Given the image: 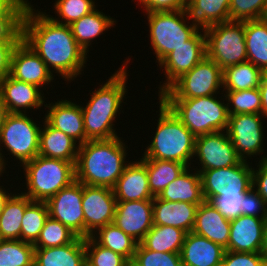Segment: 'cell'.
Masks as SVG:
<instances>
[{
	"label": "cell",
	"instance_id": "6da1fadb",
	"mask_svg": "<svg viewBox=\"0 0 267 266\" xmlns=\"http://www.w3.org/2000/svg\"><path fill=\"white\" fill-rule=\"evenodd\" d=\"M17 19L23 41L46 63L51 73L56 71L67 81L81 74L88 57L75 41L69 25L53 22L45 12L37 13L30 3L19 6Z\"/></svg>",
	"mask_w": 267,
	"mask_h": 266
},
{
	"label": "cell",
	"instance_id": "7a4b0ae2",
	"mask_svg": "<svg viewBox=\"0 0 267 266\" xmlns=\"http://www.w3.org/2000/svg\"><path fill=\"white\" fill-rule=\"evenodd\" d=\"M78 146L75 179L85 185L113 188L128 165L120 137L88 140Z\"/></svg>",
	"mask_w": 267,
	"mask_h": 266
},
{
	"label": "cell",
	"instance_id": "3957f363",
	"mask_svg": "<svg viewBox=\"0 0 267 266\" xmlns=\"http://www.w3.org/2000/svg\"><path fill=\"white\" fill-rule=\"evenodd\" d=\"M106 83L92 92L86 107H82L85 142L88 140L111 139L118 137L114 120L126 93L127 64L123 63ZM124 97V98H123Z\"/></svg>",
	"mask_w": 267,
	"mask_h": 266
},
{
	"label": "cell",
	"instance_id": "277c9868",
	"mask_svg": "<svg viewBox=\"0 0 267 266\" xmlns=\"http://www.w3.org/2000/svg\"><path fill=\"white\" fill-rule=\"evenodd\" d=\"M159 104L156 132L142 159L175 161L189 167L188 162L194 157L196 137L161 100Z\"/></svg>",
	"mask_w": 267,
	"mask_h": 266
},
{
	"label": "cell",
	"instance_id": "5b68a950",
	"mask_svg": "<svg viewBox=\"0 0 267 266\" xmlns=\"http://www.w3.org/2000/svg\"><path fill=\"white\" fill-rule=\"evenodd\" d=\"M214 96V97H213ZM215 95L188 99H159L192 132L195 137L225 131L228 126V104Z\"/></svg>",
	"mask_w": 267,
	"mask_h": 266
},
{
	"label": "cell",
	"instance_id": "8992f818",
	"mask_svg": "<svg viewBox=\"0 0 267 266\" xmlns=\"http://www.w3.org/2000/svg\"><path fill=\"white\" fill-rule=\"evenodd\" d=\"M75 163L37 155L23 164L26 188L32 201H47L75 181Z\"/></svg>",
	"mask_w": 267,
	"mask_h": 266
},
{
	"label": "cell",
	"instance_id": "52a82bcc",
	"mask_svg": "<svg viewBox=\"0 0 267 266\" xmlns=\"http://www.w3.org/2000/svg\"><path fill=\"white\" fill-rule=\"evenodd\" d=\"M148 16L150 42L158 63L173 50L184 45L198 29L185 17L184 10L156 11L146 13Z\"/></svg>",
	"mask_w": 267,
	"mask_h": 266
},
{
	"label": "cell",
	"instance_id": "ba28073f",
	"mask_svg": "<svg viewBox=\"0 0 267 266\" xmlns=\"http://www.w3.org/2000/svg\"><path fill=\"white\" fill-rule=\"evenodd\" d=\"M206 57L222 70L247 61L244 21L214 24L204 31Z\"/></svg>",
	"mask_w": 267,
	"mask_h": 266
},
{
	"label": "cell",
	"instance_id": "9c48e42d",
	"mask_svg": "<svg viewBox=\"0 0 267 266\" xmlns=\"http://www.w3.org/2000/svg\"><path fill=\"white\" fill-rule=\"evenodd\" d=\"M27 114L8 113L0 129V145L3 144L22 165L39 155L41 127ZM1 151V149H0ZM0 152V164L5 170V159Z\"/></svg>",
	"mask_w": 267,
	"mask_h": 266
},
{
	"label": "cell",
	"instance_id": "30bf717a",
	"mask_svg": "<svg viewBox=\"0 0 267 266\" xmlns=\"http://www.w3.org/2000/svg\"><path fill=\"white\" fill-rule=\"evenodd\" d=\"M220 86H223V70L213 60L205 57L158 95V99H188L215 95Z\"/></svg>",
	"mask_w": 267,
	"mask_h": 266
},
{
	"label": "cell",
	"instance_id": "8fae6325",
	"mask_svg": "<svg viewBox=\"0 0 267 266\" xmlns=\"http://www.w3.org/2000/svg\"><path fill=\"white\" fill-rule=\"evenodd\" d=\"M252 170L245 160L231 167L199 170L204 200L209 201L214 196L244 195L253 186Z\"/></svg>",
	"mask_w": 267,
	"mask_h": 266
},
{
	"label": "cell",
	"instance_id": "7c38bea8",
	"mask_svg": "<svg viewBox=\"0 0 267 266\" xmlns=\"http://www.w3.org/2000/svg\"><path fill=\"white\" fill-rule=\"evenodd\" d=\"M116 203L113 188L83 184L84 238L113 223Z\"/></svg>",
	"mask_w": 267,
	"mask_h": 266
},
{
	"label": "cell",
	"instance_id": "4fadbf2b",
	"mask_svg": "<svg viewBox=\"0 0 267 266\" xmlns=\"http://www.w3.org/2000/svg\"><path fill=\"white\" fill-rule=\"evenodd\" d=\"M263 117L260 114L229 115L226 132L237 155L243 161H246L248 156L264 153L262 146L264 141Z\"/></svg>",
	"mask_w": 267,
	"mask_h": 266
},
{
	"label": "cell",
	"instance_id": "5bb4252c",
	"mask_svg": "<svg viewBox=\"0 0 267 266\" xmlns=\"http://www.w3.org/2000/svg\"><path fill=\"white\" fill-rule=\"evenodd\" d=\"M83 184L77 180L46 201L49 216L84 238Z\"/></svg>",
	"mask_w": 267,
	"mask_h": 266
},
{
	"label": "cell",
	"instance_id": "9a60e30c",
	"mask_svg": "<svg viewBox=\"0 0 267 266\" xmlns=\"http://www.w3.org/2000/svg\"><path fill=\"white\" fill-rule=\"evenodd\" d=\"M206 57L205 34L199 30L184 45L173 50L159 65L164 67L167 77L165 83L159 86V95L167 90L184 73L189 72L196 64Z\"/></svg>",
	"mask_w": 267,
	"mask_h": 266
},
{
	"label": "cell",
	"instance_id": "2e32d148",
	"mask_svg": "<svg viewBox=\"0 0 267 266\" xmlns=\"http://www.w3.org/2000/svg\"><path fill=\"white\" fill-rule=\"evenodd\" d=\"M194 156L199 158L200 170L231 167L242 161L226 131L196 137Z\"/></svg>",
	"mask_w": 267,
	"mask_h": 266
},
{
	"label": "cell",
	"instance_id": "e0dca14e",
	"mask_svg": "<svg viewBox=\"0 0 267 266\" xmlns=\"http://www.w3.org/2000/svg\"><path fill=\"white\" fill-rule=\"evenodd\" d=\"M113 224L140 243L153 227V200L117 202Z\"/></svg>",
	"mask_w": 267,
	"mask_h": 266
},
{
	"label": "cell",
	"instance_id": "ac0fdd59",
	"mask_svg": "<svg viewBox=\"0 0 267 266\" xmlns=\"http://www.w3.org/2000/svg\"><path fill=\"white\" fill-rule=\"evenodd\" d=\"M52 75L46 63L22 41L14 51L10 76L40 88L53 81Z\"/></svg>",
	"mask_w": 267,
	"mask_h": 266
},
{
	"label": "cell",
	"instance_id": "d6986e66",
	"mask_svg": "<svg viewBox=\"0 0 267 266\" xmlns=\"http://www.w3.org/2000/svg\"><path fill=\"white\" fill-rule=\"evenodd\" d=\"M267 218L240 215L230 221L228 251L260 253Z\"/></svg>",
	"mask_w": 267,
	"mask_h": 266
},
{
	"label": "cell",
	"instance_id": "ffe728a7",
	"mask_svg": "<svg viewBox=\"0 0 267 266\" xmlns=\"http://www.w3.org/2000/svg\"><path fill=\"white\" fill-rule=\"evenodd\" d=\"M44 106L49 108L44 120L51 127L62 131L76 142L78 140L79 145L85 143V128L80 105L62 100L55 104H44Z\"/></svg>",
	"mask_w": 267,
	"mask_h": 266
},
{
	"label": "cell",
	"instance_id": "44dd1931",
	"mask_svg": "<svg viewBox=\"0 0 267 266\" xmlns=\"http://www.w3.org/2000/svg\"><path fill=\"white\" fill-rule=\"evenodd\" d=\"M117 202L153 200L146 167L140 161L128 163L113 187Z\"/></svg>",
	"mask_w": 267,
	"mask_h": 266
},
{
	"label": "cell",
	"instance_id": "7402d4cb",
	"mask_svg": "<svg viewBox=\"0 0 267 266\" xmlns=\"http://www.w3.org/2000/svg\"><path fill=\"white\" fill-rule=\"evenodd\" d=\"M0 93L8 113L24 114L26 109H38L44 104V94L39 87L11 76L0 83Z\"/></svg>",
	"mask_w": 267,
	"mask_h": 266
},
{
	"label": "cell",
	"instance_id": "603a6c76",
	"mask_svg": "<svg viewBox=\"0 0 267 266\" xmlns=\"http://www.w3.org/2000/svg\"><path fill=\"white\" fill-rule=\"evenodd\" d=\"M225 251L207 238L189 232L180 251L182 266H220Z\"/></svg>",
	"mask_w": 267,
	"mask_h": 266
},
{
	"label": "cell",
	"instance_id": "cb8c5ba5",
	"mask_svg": "<svg viewBox=\"0 0 267 266\" xmlns=\"http://www.w3.org/2000/svg\"><path fill=\"white\" fill-rule=\"evenodd\" d=\"M198 205L188 202H171L158 196L153 199V225L173 226L192 232Z\"/></svg>",
	"mask_w": 267,
	"mask_h": 266
},
{
	"label": "cell",
	"instance_id": "d4e9b609",
	"mask_svg": "<svg viewBox=\"0 0 267 266\" xmlns=\"http://www.w3.org/2000/svg\"><path fill=\"white\" fill-rule=\"evenodd\" d=\"M230 221L221 215L210 202L204 201L197 208L192 232L227 249Z\"/></svg>",
	"mask_w": 267,
	"mask_h": 266
},
{
	"label": "cell",
	"instance_id": "484cf974",
	"mask_svg": "<svg viewBox=\"0 0 267 266\" xmlns=\"http://www.w3.org/2000/svg\"><path fill=\"white\" fill-rule=\"evenodd\" d=\"M34 266H86L85 238L57 247L35 248Z\"/></svg>",
	"mask_w": 267,
	"mask_h": 266
},
{
	"label": "cell",
	"instance_id": "4316f807",
	"mask_svg": "<svg viewBox=\"0 0 267 266\" xmlns=\"http://www.w3.org/2000/svg\"><path fill=\"white\" fill-rule=\"evenodd\" d=\"M230 0H188L184 12L198 30L229 21Z\"/></svg>",
	"mask_w": 267,
	"mask_h": 266
},
{
	"label": "cell",
	"instance_id": "83f0119b",
	"mask_svg": "<svg viewBox=\"0 0 267 266\" xmlns=\"http://www.w3.org/2000/svg\"><path fill=\"white\" fill-rule=\"evenodd\" d=\"M44 128L40 130L39 155L76 162L78 148L77 142L62 131L51 127L44 121Z\"/></svg>",
	"mask_w": 267,
	"mask_h": 266
},
{
	"label": "cell",
	"instance_id": "f1b7e54d",
	"mask_svg": "<svg viewBox=\"0 0 267 266\" xmlns=\"http://www.w3.org/2000/svg\"><path fill=\"white\" fill-rule=\"evenodd\" d=\"M187 167L183 173L158 195L162 200L171 202H188L200 205L205 200L202 193L201 175L198 172L190 173Z\"/></svg>",
	"mask_w": 267,
	"mask_h": 266
},
{
	"label": "cell",
	"instance_id": "f546056e",
	"mask_svg": "<svg viewBox=\"0 0 267 266\" xmlns=\"http://www.w3.org/2000/svg\"><path fill=\"white\" fill-rule=\"evenodd\" d=\"M247 61L267 72V19L244 21Z\"/></svg>",
	"mask_w": 267,
	"mask_h": 266
},
{
	"label": "cell",
	"instance_id": "4dcf8cb0",
	"mask_svg": "<svg viewBox=\"0 0 267 266\" xmlns=\"http://www.w3.org/2000/svg\"><path fill=\"white\" fill-rule=\"evenodd\" d=\"M114 22L110 16L95 9L69 26L77 44L88 53L91 41L115 25Z\"/></svg>",
	"mask_w": 267,
	"mask_h": 266
},
{
	"label": "cell",
	"instance_id": "1f68e13d",
	"mask_svg": "<svg viewBox=\"0 0 267 266\" xmlns=\"http://www.w3.org/2000/svg\"><path fill=\"white\" fill-rule=\"evenodd\" d=\"M32 200L23 194H13L8 198L0 214L1 240H21V223L25 208Z\"/></svg>",
	"mask_w": 267,
	"mask_h": 266
},
{
	"label": "cell",
	"instance_id": "d6a6232c",
	"mask_svg": "<svg viewBox=\"0 0 267 266\" xmlns=\"http://www.w3.org/2000/svg\"><path fill=\"white\" fill-rule=\"evenodd\" d=\"M140 162L146 167L149 188L154 196H158L187 168L185 164L168 160L140 159Z\"/></svg>",
	"mask_w": 267,
	"mask_h": 266
},
{
	"label": "cell",
	"instance_id": "836d02e7",
	"mask_svg": "<svg viewBox=\"0 0 267 266\" xmlns=\"http://www.w3.org/2000/svg\"><path fill=\"white\" fill-rule=\"evenodd\" d=\"M186 234L173 226L153 225L140 243L148 250L180 253Z\"/></svg>",
	"mask_w": 267,
	"mask_h": 266
},
{
	"label": "cell",
	"instance_id": "e575fe53",
	"mask_svg": "<svg viewBox=\"0 0 267 266\" xmlns=\"http://www.w3.org/2000/svg\"><path fill=\"white\" fill-rule=\"evenodd\" d=\"M264 72L251 62L231 65L223 70V91L259 88Z\"/></svg>",
	"mask_w": 267,
	"mask_h": 266
},
{
	"label": "cell",
	"instance_id": "d590c367",
	"mask_svg": "<svg viewBox=\"0 0 267 266\" xmlns=\"http://www.w3.org/2000/svg\"><path fill=\"white\" fill-rule=\"evenodd\" d=\"M97 231L91 237L99 245L124 256L130 263L132 262L138 242L113 223L107 224Z\"/></svg>",
	"mask_w": 267,
	"mask_h": 266
},
{
	"label": "cell",
	"instance_id": "8d00e7d4",
	"mask_svg": "<svg viewBox=\"0 0 267 266\" xmlns=\"http://www.w3.org/2000/svg\"><path fill=\"white\" fill-rule=\"evenodd\" d=\"M22 41L23 32L17 18L0 30V83L10 76L14 51Z\"/></svg>",
	"mask_w": 267,
	"mask_h": 266
},
{
	"label": "cell",
	"instance_id": "74e56055",
	"mask_svg": "<svg viewBox=\"0 0 267 266\" xmlns=\"http://www.w3.org/2000/svg\"><path fill=\"white\" fill-rule=\"evenodd\" d=\"M33 243L22 240L0 241V266H34Z\"/></svg>",
	"mask_w": 267,
	"mask_h": 266
},
{
	"label": "cell",
	"instance_id": "f35d334b",
	"mask_svg": "<svg viewBox=\"0 0 267 266\" xmlns=\"http://www.w3.org/2000/svg\"><path fill=\"white\" fill-rule=\"evenodd\" d=\"M49 217L45 201H31L25 208L21 223V240L34 243Z\"/></svg>",
	"mask_w": 267,
	"mask_h": 266
},
{
	"label": "cell",
	"instance_id": "ab89813d",
	"mask_svg": "<svg viewBox=\"0 0 267 266\" xmlns=\"http://www.w3.org/2000/svg\"><path fill=\"white\" fill-rule=\"evenodd\" d=\"M77 237L68 227L49 216L33 246L34 248L62 246L73 242Z\"/></svg>",
	"mask_w": 267,
	"mask_h": 266
},
{
	"label": "cell",
	"instance_id": "60d3db41",
	"mask_svg": "<svg viewBox=\"0 0 267 266\" xmlns=\"http://www.w3.org/2000/svg\"><path fill=\"white\" fill-rule=\"evenodd\" d=\"M225 100L228 105L229 115L235 114H260L262 115L261 94L259 88L241 91H225ZM230 107V108H229Z\"/></svg>",
	"mask_w": 267,
	"mask_h": 266
},
{
	"label": "cell",
	"instance_id": "b9f144b4",
	"mask_svg": "<svg viewBox=\"0 0 267 266\" xmlns=\"http://www.w3.org/2000/svg\"><path fill=\"white\" fill-rule=\"evenodd\" d=\"M86 266H130L122 255L99 245L91 236L85 238Z\"/></svg>",
	"mask_w": 267,
	"mask_h": 266
},
{
	"label": "cell",
	"instance_id": "7bdbcfd3",
	"mask_svg": "<svg viewBox=\"0 0 267 266\" xmlns=\"http://www.w3.org/2000/svg\"><path fill=\"white\" fill-rule=\"evenodd\" d=\"M54 8L57 11L56 13L59 15L58 18H53L47 15L53 22L62 24V25H70L76 20H79L84 15L89 14L93 10H95V1L93 0H57L55 1ZM64 20V22H63Z\"/></svg>",
	"mask_w": 267,
	"mask_h": 266
},
{
	"label": "cell",
	"instance_id": "ee69618b",
	"mask_svg": "<svg viewBox=\"0 0 267 266\" xmlns=\"http://www.w3.org/2000/svg\"><path fill=\"white\" fill-rule=\"evenodd\" d=\"M131 266H182L180 253L156 252L137 244Z\"/></svg>",
	"mask_w": 267,
	"mask_h": 266
},
{
	"label": "cell",
	"instance_id": "f6af8a7d",
	"mask_svg": "<svg viewBox=\"0 0 267 266\" xmlns=\"http://www.w3.org/2000/svg\"><path fill=\"white\" fill-rule=\"evenodd\" d=\"M266 12L267 0H230L229 21L258 20Z\"/></svg>",
	"mask_w": 267,
	"mask_h": 266
},
{
	"label": "cell",
	"instance_id": "bcb514c9",
	"mask_svg": "<svg viewBox=\"0 0 267 266\" xmlns=\"http://www.w3.org/2000/svg\"><path fill=\"white\" fill-rule=\"evenodd\" d=\"M243 197L244 195L214 196L208 202H210L226 219L232 220L240 216V207L243 204Z\"/></svg>",
	"mask_w": 267,
	"mask_h": 266
},
{
	"label": "cell",
	"instance_id": "7dc6e473",
	"mask_svg": "<svg viewBox=\"0 0 267 266\" xmlns=\"http://www.w3.org/2000/svg\"><path fill=\"white\" fill-rule=\"evenodd\" d=\"M242 202L240 215L267 218V204L253 187L244 194Z\"/></svg>",
	"mask_w": 267,
	"mask_h": 266
},
{
	"label": "cell",
	"instance_id": "c3c4849f",
	"mask_svg": "<svg viewBox=\"0 0 267 266\" xmlns=\"http://www.w3.org/2000/svg\"><path fill=\"white\" fill-rule=\"evenodd\" d=\"M264 260L261 253L226 250L220 266H261Z\"/></svg>",
	"mask_w": 267,
	"mask_h": 266
},
{
	"label": "cell",
	"instance_id": "681fc988",
	"mask_svg": "<svg viewBox=\"0 0 267 266\" xmlns=\"http://www.w3.org/2000/svg\"><path fill=\"white\" fill-rule=\"evenodd\" d=\"M188 0H139L146 12L179 11L185 9Z\"/></svg>",
	"mask_w": 267,
	"mask_h": 266
},
{
	"label": "cell",
	"instance_id": "f907efd6",
	"mask_svg": "<svg viewBox=\"0 0 267 266\" xmlns=\"http://www.w3.org/2000/svg\"><path fill=\"white\" fill-rule=\"evenodd\" d=\"M261 155V160L257 167L258 170L253 168L252 176H253V188H256V192L261 196V198L267 204V155Z\"/></svg>",
	"mask_w": 267,
	"mask_h": 266
},
{
	"label": "cell",
	"instance_id": "816d5d0a",
	"mask_svg": "<svg viewBox=\"0 0 267 266\" xmlns=\"http://www.w3.org/2000/svg\"><path fill=\"white\" fill-rule=\"evenodd\" d=\"M19 6L16 0H0V30L9 26L17 18Z\"/></svg>",
	"mask_w": 267,
	"mask_h": 266
},
{
	"label": "cell",
	"instance_id": "f5cc1de1",
	"mask_svg": "<svg viewBox=\"0 0 267 266\" xmlns=\"http://www.w3.org/2000/svg\"><path fill=\"white\" fill-rule=\"evenodd\" d=\"M260 94H261V104H262V115L267 117V72H264L260 86H259Z\"/></svg>",
	"mask_w": 267,
	"mask_h": 266
},
{
	"label": "cell",
	"instance_id": "db71d44e",
	"mask_svg": "<svg viewBox=\"0 0 267 266\" xmlns=\"http://www.w3.org/2000/svg\"><path fill=\"white\" fill-rule=\"evenodd\" d=\"M260 253L263 255L264 259L267 260V219L263 230V238H262Z\"/></svg>",
	"mask_w": 267,
	"mask_h": 266
},
{
	"label": "cell",
	"instance_id": "11a10c76",
	"mask_svg": "<svg viewBox=\"0 0 267 266\" xmlns=\"http://www.w3.org/2000/svg\"><path fill=\"white\" fill-rule=\"evenodd\" d=\"M7 114H8V111H7V109H6L5 105H4V102H3V99H2V95L0 93V129L4 124V120H5L6 116H7Z\"/></svg>",
	"mask_w": 267,
	"mask_h": 266
},
{
	"label": "cell",
	"instance_id": "9f6ffc18",
	"mask_svg": "<svg viewBox=\"0 0 267 266\" xmlns=\"http://www.w3.org/2000/svg\"><path fill=\"white\" fill-rule=\"evenodd\" d=\"M1 187L2 186H0V214L3 211L6 201L11 196L8 192H6L4 188H1Z\"/></svg>",
	"mask_w": 267,
	"mask_h": 266
},
{
	"label": "cell",
	"instance_id": "6f0895ef",
	"mask_svg": "<svg viewBox=\"0 0 267 266\" xmlns=\"http://www.w3.org/2000/svg\"><path fill=\"white\" fill-rule=\"evenodd\" d=\"M20 5L21 4H26V3H29L28 0H16Z\"/></svg>",
	"mask_w": 267,
	"mask_h": 266
},
{
	"label": "cell",
	"instance_id": "680465c9",
	"mask_svg": "<svg viewBox=\"0 0 267 266\" xmlns=\"http://www.w3.org/2000/svg\"><path fill=\"white\" fill-rule=\"evenodd\" d=\"M3 171H4V169L1 167V164H0V176L2 173H4Z\"/></svg>",
	"mask_w": 267,
	"mask_h": 266
},
{
	"label": "cell",
	"instance_id": "91938a15",
	"mask_svg": "<svg viewBox=\"0 0 267 266\" xmlns=\"http://www.w3.org/2000/svg\"><path fill=\"white\" fill-rule=\"evenodd\" d=\"M261 266H267V260H264Z\"/></svg>",
	"mask_w": 267,
	"mask_h": 266
}]
</instances>
